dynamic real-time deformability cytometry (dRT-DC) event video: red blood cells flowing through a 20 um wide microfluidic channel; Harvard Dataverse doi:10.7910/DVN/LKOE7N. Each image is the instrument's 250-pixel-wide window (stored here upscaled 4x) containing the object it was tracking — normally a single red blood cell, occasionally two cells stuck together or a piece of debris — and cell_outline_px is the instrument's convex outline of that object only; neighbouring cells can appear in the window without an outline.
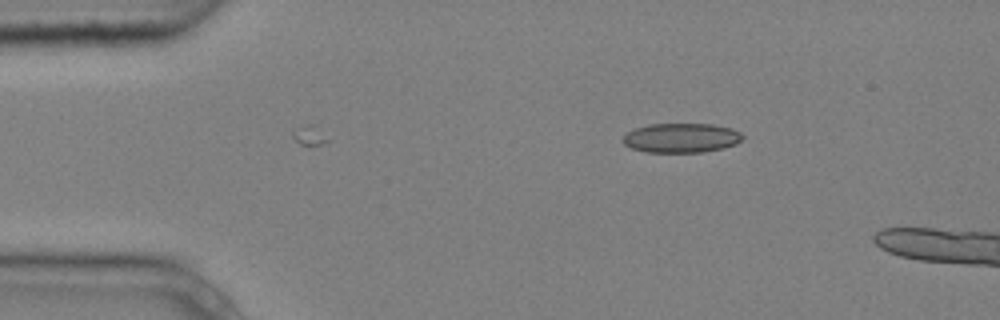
{"species": "common noctule bat (a hibernating species)", "species_latin": "Nyctalus noctula", "temperature_condition": "cold", "stored_images_in_passage": 3, "camera_frame_rate_fps": 3000, "um_per_image_px": 0.085, "animal": {"sex": "male", "body_mass_g": 20.4}, "frame": {"image": 1, "passage_image": 1, "time_ms": 0.0, "image_size_px": [1000, 320], "cell_outline_px": [[744, 136], [736, 144], [724, 148], [700, 152], [648, 152], [632, 148], [624, 144], [624, 136], [628, 132], [636, 128], [648, 124], [712, 124], [732, 128], [740, 132]], "centroid_in_image_um": [57.94, 11.72], "position_along_channel_um": 27.1, "area_um2": 20.4}}